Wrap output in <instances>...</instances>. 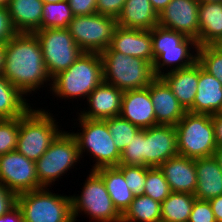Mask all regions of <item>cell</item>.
I'll use <instances>...</instances> for the list:
<instances>
[{
  "label": "cell",
  "mask_w": 222,
  "mask_h": 222,
  "mask_svg": "<svg viewBox=\"0 0 222 222\" xmlns=\"http://www.w3.org/2000/svg\"><path fill=\"white\" fill-rule=\"evenodd\" d=\"M154 59L165 50L177 49L188 38L183 33L157 25L151 30Z\"/></svg>",
  "instance_id": "obj_33"
},
{
  "label": "cell",
  "mask_w": 222,
  "mask_h": 222,
  "mask_svg": "<svg viewBox=\"0 0 222 222\" xmlns=\"http://www.w3.org/2000/svg\"><path fill=\"white\" fill-rule=\"evenodd\" d=\"M50 188L16 195L24 222H74L71 195L53 193Z\"/></svg>",
  "instance_id": "obj_6"
},
{
  "label": "cell",
  "mask_w": 222,
  "mask_h": 222,
  "mask_svg": "<svg viewBox=\"0 0 222 222\" xmlns=\"http://www.w3.org/2000/svg\"><path fill=\"white\" fill-rule=\"evenodd\" d=\"M78 144L71 132L63 130L47 151L35 162L38 182L51 188L55 181L63 179L68 171L80 164ZM73 167V168H72ZM53 183V184H52Z\"/></svg>",
  "instance_id": "obj_8"
},
{
  "label": "cell",
  "mask_w": 222,
  "mask_h": 222,
  "mask_svg": "<svg viewBox=\"0 0 222 222\" xmlns=\"http://www.w3.org/2000/svg\"><path fill=\"white\" fill-rule=\"evenodd\" d=\"M117 19L98 13L74 16L68 30L79 48L86 53H101L112 41Z\"/></svg>",
  "instance_id": "obj_11"
},
{
  "label": "cell",
  "mask_w": 222,
  "mask_h": 222,
  "mask_svg": "<svg viewBox=\"0 0 222 222\" xmlns=\"http://www.w3.org/2000/svg\"><path fill=\"white\" fill-rule=\"evenodd\" d=\"M171 192L194 195L197 188L195 159L181 155L171 157L159 166Z\"/></svg>",
  "instance_id": "obj_19"
},
{
  "label": "cell",
  "mask_w": 222,
  "mask_h": 222,
  "mask_svg": "<svg viewBox=\"0 0 222 222\" xmlns=\"http://www.w3.org/2000/svg\"><path fill=\"white\" fill-rule=\"evenodd\" d=\"M195 199L189 193L171 192L161 203V222H188Z\"/></svg>",
  "instance_id": "obj_29"
},
{
  "label": "cell",
  "mask_w": 222,
  "mask_h": 222,
  "mask_svg": "<svg viewBox=\"0 0 222 222\" xmlns=\"http://www.w3.org/2000/svg\"><path fill=\"white\" fill-rule=\"evenodd\" d=\"M2 76L25 97L38 93L36 91L44 86L51 87L41 46L34 33H16L5 44Z\"/></svg>",
  "instance_id": "obj_1"
},
{
  "label": "cell",
  "mask_w": 222,
  "mask_h": 222,
  "mask_svg": "<svg viewBox=\"0 0 222 222\" xmlns=\"http://www.w3.org/2000/svg\"><path fill=\"white\" fill-rule=\"evenodd\" d=\"M219 51L222 52V39L220 41H218L215 45H214Z\"/></svg>",
  "instance_id": "obj_51"
},
{
  "label": "cell",
  "mask_w": 222,
  "mask_h": 222,
  "mask_svg": "<svg viewBox=\"0 0 222 222\" xmlns=\"http://www.w3.org/2000/svg\"><path fill=\"white\" fill-rule=\"evenodd\" d=\"M40 29L68 28L73 19L70 5L67 0L57 3H44Z\"/></svg>",
  "instance_id": "obj_31"
},
{
  "label": "cell",
  "mask_w": 222,
  "mask_h": 222,
  "mask_svg": "<svg viewBox=\"0 0 222 222\" xmlns=\"http://www.w3.org/2000/svg\"><path fill=\"white\" fill-rule=\"evenodd\" d=\"M120 116L140 129L156 126V116L149 86L123 92Z\"/></svg>",
  "instance_id": "obj_17"
},
{
  "label": "cell",
  "mask_w": 222,
  "mask_h": 222,
  "mask_svg": "<svg viewBox=\"0 0 222 222\" xmlns=\"http://www.w3.org/2000/svg\"><path fill=\"white\" fill-rule=\"evenodd\" d=\"M76 125L80 130L71 132L75 137L81 160L86 155L93 158L92 169L95 171L103 167H117L120 163L121 153L117 149L109 132L105 120H92L77 117ZM82 131V132H81ZM86 152V153H85ZM89 153V154H88ZM85 156H84V155Z\"/></svg>",
  "instance_id": "obj_5"
},
{
  "label": "cell",
  "mask_w": 222,
  "mask_h": 222,
  "mask_svg": "<svg viewBox=\"0 0 222 222\" xmlns=\"http://www.w3.org/2000/svg\"><path fill=\"white\" fill-rule=\"evenodd\" d=\"M149 93L155 111L156 125L175 126L187 112L160 77L149 85Z\"/></svg>",
  "instance_id": "obj_18"
},
{
  "label": "cell",
  "mask_w": 222,
  "mask_h": 222,
  "mask_svg": "<svg viewBox=\"0 0 222 222\" xmlns=\"http://www.w3.org/2000/svg\"><path fill=\"white\" fill-rule=\"evenodd\" d=\"M213 157L216 159L217 163L222 169V146L216 148V150L214 151Z\"/></svg>",
  "instance_id": "obj_49"
},
{
  "label": "cell",
  "mask_w": 222,
  "mask_h": 222,
  "mask_svg": "<svg viewBox=\"0 0 222 222\" xmlns=\"http://www.w3.org/2000/svg\"><path fill=\"white\" fill-rule=\"evenodd\" d=\"M170 193L169 184L159 167H147L144 195L162 203Z\"/></svg>",
  "instance_id": "obj_34"
},
{
  "label": "cell",
  "mask_w": 222,
  "mask_h": 222,
  "mask_svg": "<svg viewBox=\"0 0 222 222\" xmlns=\"http://www.w3.org/2000/svg\"><path fill=\"white\" fill-rule=\"evenodd\" d=\"M95 172L103 179L113 205L123 215L135 198V194L126 185L123 173L117 167H103Z\"/></svg>",
  "instance_id": "obj_27"
},
{
  "label": "cell",
  "mask_w": 222,
  "mask_h": 222,
  "mask_svg": "<svg viewBox=\"0 0 222 222\" xmlns=\"http://www.w3.org/2000/svg\"><path fill=\"white\" fill-rule=\"evenodd\" d=\"M0 183L15 195L43 188L38 182L35 161L17 151L0 155Z\"/></svg>",
  "instance_id": "obj_12"
},
{
  "label": "cell",
  "mask_w": 222,
  "mask_h": 222,
  "mask_svg": "<svg viewBox=\"0 0 222 222\" xmlns=\"http://www.w3.org/2000/svg\"><path fill=\"white\" fill-rule=\"evenodd\" d=\"M5 62V44H0V74L3 72Z\"/></svg>",
  "instance_id": "obj_48"
},
{
  "label": "cell",
  "mask_w": 222,
  "mask_h": 222,
  "mask_svg": "<svg viewBox=\"0 0 222 222\" xmlns=\"http://www.w3.org/2000/svg\"><path fill=\"white\" fill-rule=\"evenodd\" d=\"M0 222H24V219L20 209L15 205L6 214L0 216Z\"/></svg>",
  "instance_id": "obj_45"
},
{
  "label": "cell",
  "mask_w": 222,
  "mask_h": 222,
  "mask_svg": "<svg viewBox=\"0 0 222 222\" xmlns=\"http://www.w3.org/2000/svg\"><path fill=\"white\" fill-rule=\"evenodd\" d=\"M104 82L124 91L147 88L157 77L152 63L126 56L110 46L100 53Z\"/></svg>",
  "instance_id": "obj_4"
},
{
  "label": "cell",
  "mask_w": 222,
  "mask_h": 222,
  "mask_svg": "<svg viewBox=\"0 0 222 222\" xmlns=\"http://www.w3.org/2000/svg\"><path fill=\"white\" fill-rule=\"evenodd\" d=\"M112 139L121 153L125 147L130 144L133 136L140 130L139 127L130 121L123 119L121 116L105 119Z\"/></svg>",
  "instance_id": "obj_32"
},
{
  "label": "cell",
  "mask_w": 222,
  "mask_h": 222,
  "mask_svg": "<svg viewBox=\"0 0 222 222\" xmlns=\"http://www.w3.org/2000/svg\"><path fill=\"white\" fill-rule=\"evenodd\" d=\"M43 4L42 0H9L7 9L17 33L40 30Z\"/></svg>",
  "instance_id": "obj_24"
},
{
  "label": "cell",
  "mask_w": 222,
  "mask_h": 222,
  "mask_svg": "<svg viewBox=\"0 0 222 222\" xmlns=\"http://www.w3.org/2000/svg\"><path fill=\"white\" fill-rule=\"evenodd\" d=\"M110 47L119 53L154 62L151 30L117 26Z\"/></svg>",
  "instance_id": "obj_16"
},
{
  "label": "cell",
  "mask_w": 222,
  "mask_h": 222,
  "mask_svg": "<svg viewBox=\"0 0 222 222\" xmlns=\"http://www.w3.org/2000/svg\"><path fill=\"white\" fill-rule=\"evenodd\" d=\"M122 96V90L103 81L88 95L87 108H79L80 113L77 111L76 115L92 120H105L120 116Z\"/></svg>",
  "instance_id": "obj_15"
},
{
  "label": "cell",
  "mask_w": 222,
  "mask_h": 222,
  "mask_svg": "<svg viewBox=\"0 0 222 222\" xmlns=\"http://www.w3.org/2000/svg\"><path fill=\"white\" fill-rule=\"evenodd\" d=\"M198 0H171L158 14V25L183 33L198 44Z\"/></svg>",
  "instance_id": "obj_13"
},
{
  "label": "cell",
  "mask_w": 222,
  "mask_h": 222,
  "mask_svg": "<svg viewBox=\"0 0 222 222\" xmlns=\"http://www.w3.org/2000/svg\"><path fill=\"white\" fill-rule=\"evenodd\" d=\"M32 103L0 74V119L21 117Z\"/></svg>",
  "instance_id": "obj_28"
},
{
  "label": "cell",
  "mask_w": 222,
  "mask_h": 222,
  "mask_svg": "<svg viewBox=\"0 0 222 222\" xmlns=\"http://www.w3.org/2000/svg\"><path fill=\"white\" fill-rule=\"evenodd\" d=\"M202 68L222 84V52L214 45L198 47V59Z\"/></svg>",
  "instance_id": "obj_35"
},
{
  "label": "cell",
  "mask_w": 222,
  "mask_h": 222,
  "mask_svg": "<svg viewBox=\"0 0 222 222\" xmlns=\"http://www.w3.org/2000/svg\"><path fill=\"white\" fill-rule=\"evenodd\" d=\"M121 222H161V203L144 194L135 195Z\"/></svg>",
  "instance_id": "obj_30"
},
{
  "label": "cell",
  "mask_w": 222,
  "mask_h": 222,
  "mask_svg": "<svg viewBox=\"0 0 222 222\" xmlns=\"http://www.w3.org/2000/svg\"><path fill=\"white\" fill-rule=\"evenodd\" d=\"M117 168L123 173L126 185L135 195L144 194L147 166L118 165Z\"/></svg>",
  "instance_id": "obj_38"
},
{
  "label": "cell",
  "mask_w": 222,
  "mask_h": 222,
  "mask_svg": "<svg viewBox=\"0 0 222 222\" xmlns=\"http://www.w3.org/2000/svg\"><path fill=\"white\" fill-rule=\"evenodd\" d=\"M212 116V122L215 133V140L217 147L222 146V114H215Z\"/></svg>",
  "instance_id": "obj_44"
},
{
  "label": "cell",
  "mask_w": 222,
  "mask_h": 222,
  "mask_svg": "<svg viewBox=\"0 0 222 222\" xmlns=\"http://www.w3.org/2000/svg\"><path fill=\"white\" fill-rule=\"evenodd\" d=\"M158 25V14L150 0H126L117 26L123 28L152 30Z\"/></svg>",
  "instance_id": "obj_25"
},
{
  "label": "cell",
  "mask_w": 222,
  "mask_h": 222,
  "mask_svg": "<svg viewBox=\"0 0 222 222\" xmlns=\"http://www.w3.org/2000/svg\"><path fill=\"white\" fill-rule=\"evenodd\" d=\"M39 40L49 77L67 70L84 52L75 43L68 28H47L34 32Z\"/></svg>",
  "instance_id": "obj_10"
},
{
  "label": "cell",
  "mask_w": 222,
  "mask_h": 222,
  "mask_svg": "<svg viewBox=\"0 0 222 222\" xmlns=\"http://www.w3.org/2000/svg\"><path fill=\"white\" fill-rule=\"evenodd\" d=\"M16 33L7 7H0V44H6Z\"/></svg>",
  "instance_id": "obj_41"
},
{
  "label": "cell",
  "mask_w": 222,
  "mask_h": 222,
  "mask_svg": "<svg viewBox=\"0 0 222 222\" xmlns=\"http://www.w3.org/2000/svg\"><path fill=\"white\" fill-rule=\"evenodd\" d=\"M193 105L187 110L195 114L215 115L222 112V84L199 63V80Z\"/></svg>",
  "instance_id": "obj_20"
},
{
  "label": "cell",
  "mask_w": 222,
  "mask_h": 222,
  "mask_svg": "<svg viewBox=\"0 0 222 222\" xmlns=\"http://www.w3.org/2000/svg\"><path fill=\"white\" fill-rule=\"evenodd\" d=\"M89 172L81 194L71 195L74 222L80 213L87 215L89 222H121L122 215L113 205L103 179L95 171Z\"/></svg>",
  "instance_id": "obj_9"
},
{
  "label": "cell",
  "mask_w": 222,
  "mask_h": 222,
  "mask_svg": "<svg viewBox=\"0 0 222 222\" xmlns=\"http://www.w3.org/2000/svg\"><path fill=\"white\" fill-rule=\"evenodd\" d=\"M44 3H57L62 0H42Z\"/></svg>",
  "instance_id": "obj_53"
},
{
  "label": "cell",
  "mask_w": 222,
  "mask_h": 222,
  "mask_svg": "<svg viewBox=\"0 0 222 222\" xmlns=\"http://www.w3.org/2000/svg\"><path fill=\"white\" fill-rule=\"evenodd\" d=\"M57 121L53 113L32 105L20 117L16 151L36 162L63 131Z\"/></svg>",
  "instance_id": "obj_3"
},
{
  "label": "cell",
  "mask_w": 222,
  "mask_h": 222,
  "mask_svg": "<svg viewBox=\"0 0 222 222\" xmlns=\"http://www.w3.org/2000/svg\"><path fill=\"white\" fill-rule=\"evenodd\" d=\"M199 3L221 2L222 0H198Z\"/></svg>",
  "instance_id": "obj_50"
},
{
  "label": "cell",
  "mask_w": 222,
  "mask_h": 222,
  "mask_svg": "<svg viewBox=\"0 0 222 222\" xmlns=\"http://www.w3.org/2000/svg\"><path fill=\"white\" fill-rule=\"evenodd\" d=\"M74 16H83L97 13V0H67Z\"/></svg>",
  "instance_id": "obj_42"
},
{
  "label": "cell",
  "mask_w": 222,
  "mask_h": 222,
  "mask_svg": "<svg viewBox=\"0 0 222 222\" xmlns=\"http://www.w3.org/2000/svg\"><path fill=\"white\" fill-rule=\"evenodd\" d=\"M160 78L187 111L193 105L198 90L199 62L184 69L164 73Z\"/></svg>",
  "instance_id": "obj_21"
},
{
  "label": "cell",
  "mask_w": 222,
  "mask_h": 222,
  "mask_svg": "<svg viewBox=\"0 0 222 222\" xmlns=\"http://www.w3.org/2000/svg\"><path fill=\"white\" fill-rule=\"evenodd\" d=\"M171 0H150L152 8L159 14Z\"/></svg>",
  "instance_id": "obj_47"
},
{
  "label": "cell",
  "mask_w": 222,
  "mask_h": 222,
  "mask_svg": "<svg viewBox=\"0 0 222 222\" xmlns=\"http://www.w3.org/2000/svg\"><path fill=\"white\" fill-rule=\"evenodd\" d=\"M196 199L207 200L222 195V169L213 156L195 159Z\"/></svg>",
  "instance_id": "obj_23"
},
{
  "label": "cell",
  "mask_w": 222,
  "mask_h": 222,
  "mask_svg": "<svg viewBox=\"0 0 222 222\" xmlns=\"http://www.w3.org/2000/svg\"><path fill=\"white\" fill-rule=\"evenodd\" d=\"M188 222H216L210 202L195 199Z\"/></svg>",
  "instance_id": "obj_39"
},
{
  "label": "cell",
  "mask_w": 222,
  "mask_h": 222,
  "mask_svg": "<svg viewBox=\"0 0 222 222\" xmlns=\"http://www.w3.org/2000/svg\"><path fill=\"white\" fill-rule=\"evenodd\" d=\"M198 47L195 39L187 38L179 48L163 51L152 64L155 76L161 77L164 73L193 65L198 59Z\"/></svg>",
  "instance_id": "obj_22"
},
{
  "label": "cell",
  "mask_w": 222,
  "mask_h": 222,
  "mask_svg": "<svg viewBox=\"0 0 222 222\" xmlns=\"http://www.w3.org/2000/svg\"><path fill=\"white\" fill-rule=\"evenodd\" d=\"M216 222H222V195L209 200Z\"/></svg>",
  "instance_id": "obj_46"
},
{
  "label": "cell",
  "mask_w": 222,
  "mask_h": 222,
  "mask_svg": "<svg viewBox=\"0 0 222 222\" xmlns=\"http://www.w3.org/2000/svg\"><path fill=\"white\" fill-rule=\"evenodd\" d=\"M16 205V195L0 183V216Z\"/></svg>",
  "instance_id": "obj_43"
},
{
  "label": "cell",
  "mask_w": 222,
  "mask_h": 222,
  "mask_svg": "<svg viewBox=\"0 0 222 222\" xmlns=\"http://www.w3.org/2000/svg\"><path fill=\"white\" fill-rule=\"evenodd\" d=\"M125 2L126 0H97L96 10L98 14L117 19L122 12Z\"/></svg>",
  "instance_id": "obj_40"
},
{
  "label": "cell",
  "mask_w": 222,
  "mask_h": 222,
  "mask_svg": "<svg viewBox=\"0 0 222 222\" xmlns=\"http://www.w3.org/2000/svg\"><path fill=\"white\" fill-rule=\"evenodd\" d=\"M119 165L144 166V129H140L121 152Z\"/></svg>",
  "instance_id": "obj_37"
},
{
  "label": "cell",
  "mask_w": 222,
  "mask_h": 222,
  "mask_svg": "<svg viewBox=\"0 0 222 222\" xmlns=\"http://www.w3.org/2000/svg\"><path fill=\"white\" fill-rule=\"evenodd\" d=\"M198 46L215 45L222 39V3H199Z\"/></svg>",
  "instance_id": "obj_26"
},
{
  "label": "cell",
  "mask_w": 222,
  "mask_h": 222,
  "mask_svg": "<svg viewBox=\"0 0 222 222\" xmlns=\"http://www.w3.org/2000/svg\"><path fill=\"white\" fill-rule=\"evenodd\" d=\"M103 64L100 53L84 52L67 70L51 79L48 87L52 95L64 99H87L88 95L103 82ZM68 98V99H67Z\"/></svg>",
  "instance_id": "obj_2"
},
{
  "label": "cell",
  "mask_w": 222,
  "mask_h": 222,
  "mask_svg": "<svg viewBox=\"0 0 222 222\" xmlns=\"http://www.w3.org/2000/svg\"><path fill=\"white\" fill-rule=\"evenodd\" d=\"M9 0H0V7H7Z\"/></svg>",
  "instance_id": "obj_52"
},
{
  "label": "cell",
  "mask_w": 222,
  "mask_h": 222,
  "mask_svg": "<svg viewBox=\"0 0 222 222\" xmlns=\"http://www.w3.org/2000/svg\"><path fill=\"white\" fill-rule=\"evenodd\" d=\"M178 155L176 128L171 125H156L144 129V166L159 167Z\"/></svg>",
  "instance_id": "obj_14"
},
{
  "label": "cell",
  "mask_w": 222,
  "mask_h": 222,
  "mask_svg": "<svg viewBox=\"0 0 222 222\" xmlns=\"http://www.w3.org/2000/svg\"><path fill=\"white\" fill-rule=\"evenodd\" d=\"M175 128L178 155L192 159L213 156L217 145L211 115L187 111Z\"/></svg>",
  "instance_id": "obj_7"
},
{
  "label": "cell",
  "mask_w": 222,
  "mask_h": 222,
  "mask_svg": "<svg viewBox=\"0 0 222 222\" xmlns=\"http://www.w3.org/2000/svg\"><path fill=\"white\" fill-rule=\"evenodd\" d=\"M20 117L0 119V155L16 151Z\"/></svg>",
  "instance_id": "obj_36"
}]
</instances>
